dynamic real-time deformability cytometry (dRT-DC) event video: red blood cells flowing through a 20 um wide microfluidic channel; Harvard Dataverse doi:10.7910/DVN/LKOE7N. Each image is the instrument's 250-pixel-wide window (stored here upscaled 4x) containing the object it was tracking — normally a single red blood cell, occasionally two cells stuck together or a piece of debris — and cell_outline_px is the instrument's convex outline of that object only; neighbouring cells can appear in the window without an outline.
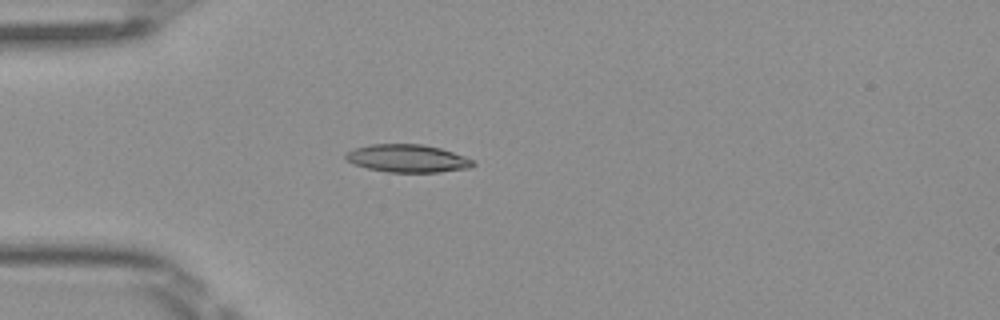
{"species": "Egyptian fruit bat (a non-hibernating species)", "species_latin": "Rousettus aegyptiacus", "temperature_condition": "room temperature", "stored_images_in_passage": 4, "camera_frame_rate_fps": 3000, "um_per_image_px": 0.085, "frame": {"image": 1, "passage_image": 4, "time_ms": 1.0, "image_size_px": [1000, 320], "cell_outline_px": [[476, 164], [472, 168], [440, 172], [388, 172], [368, 168], [352, 164], [344, 160], [344, 156], [348, 152], [356, 148], [372, 144], [424, 144], [440, 148], [476, 160]], "centroid_in_image_um": [34.67, 13.47], "position_along_channel_um": 50.3, "area_um2": 20.81}}